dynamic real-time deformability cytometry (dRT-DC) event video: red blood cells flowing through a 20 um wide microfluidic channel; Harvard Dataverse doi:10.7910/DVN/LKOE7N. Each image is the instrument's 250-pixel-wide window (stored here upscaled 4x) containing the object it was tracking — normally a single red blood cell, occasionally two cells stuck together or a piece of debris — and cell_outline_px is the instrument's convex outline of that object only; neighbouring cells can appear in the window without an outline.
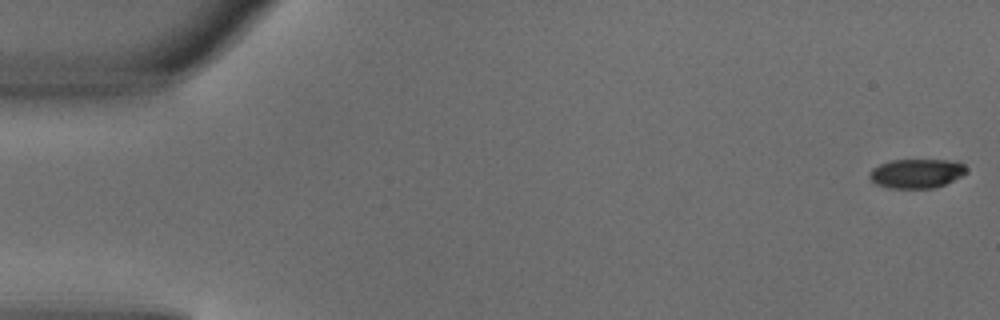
{"species": "common noctule bat (a hibernating species)", "species_latin": "Nyctalus noctula", "temperature_condition": "warm", "stored_images_in_passage": 4, "camera_frame_rate_fps": 3000, "um_per_image_px": 0.085, "animal": {"sex": "male", "body_mass_g": 18.8}, "frame": {"image": 1, "passage_image": 1, "time_ms": 0.0, "image_size_px": [1000, 320], "cell_outline_px": [[968, 172], [944, 184], [932, 188], [888, 188], [876, 184], [868, 176], [872, 168], [880, 164], [892, 160], [956, 160], [964, 164], [968, 168]], "centroid_in_image_um": [77.92, 14.73], "position_along_channel_um": 7.1, "area_um2": 16.53}}
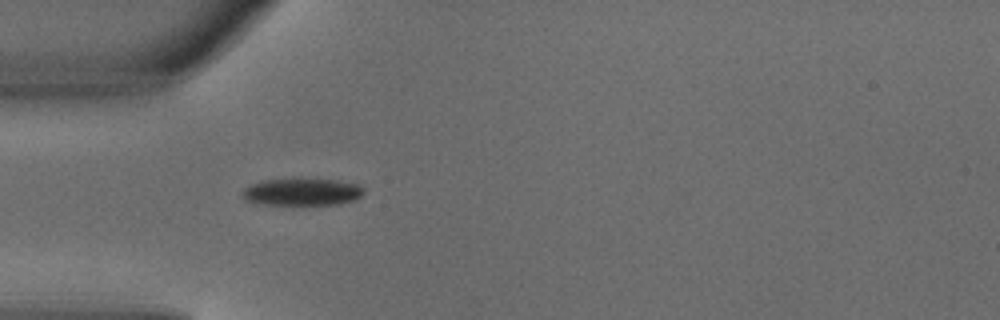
{"frame": {"image": 2, "passage_image": 4, "time_ms": 1.0, "image_size_px": [1000, 320], "cell_outline_px": [[364, 192], [356, 200], [340, 204], [264, 204], [244, 200], [240, 196], [240, 192], [244, 188], [252, 184], [264, 180], [292, 176], [336, 180], [356, 184], [364, 188]], "centroid_in_image_um": [25.64, 16.27], "position_along_channel_um": 59.4, "area_um2": 19.94}}